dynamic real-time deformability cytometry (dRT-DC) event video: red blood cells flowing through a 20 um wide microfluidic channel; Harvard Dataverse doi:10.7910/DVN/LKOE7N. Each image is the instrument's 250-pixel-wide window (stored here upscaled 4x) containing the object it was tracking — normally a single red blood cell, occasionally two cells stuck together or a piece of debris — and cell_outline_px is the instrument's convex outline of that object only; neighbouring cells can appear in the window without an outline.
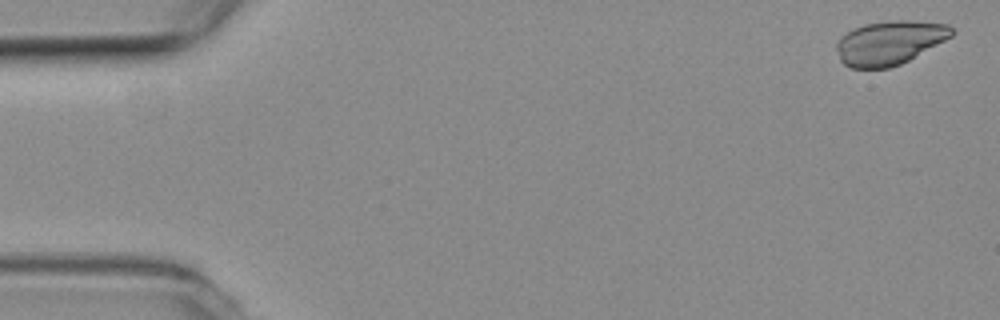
{"species": "common noctule bat (a hibernating species)", "species_latin": "Nyctalus noctula", "temperature_condition": "room temperature", "stored_images_in_passage": 54, "camera_frame_rate_fps": 3000, "um_per_image_px": 0.085, "animal": {"sex": "female", "body_mass_g": 19.3, "forearm_length_mm": 54.1}, "frame": {"image": 1, "passage_image": 2, "time_ms": 0.333, "image_size_px": [1000, 320], "cell_outline_px": [[956, 32], [952, 36], [908, 60], [900, 64], [888, 68], [852, 68], [844, 64], [840, 60], [836, 48], [836, 44], [840, 36], [852, 28], [864, 24], [888, 20], [912, 20], [948, 24]], "centroid_in_image_um": [75.59, 3.61], "position_along_channel_um": 9.4, "area_um2": 29.59}}